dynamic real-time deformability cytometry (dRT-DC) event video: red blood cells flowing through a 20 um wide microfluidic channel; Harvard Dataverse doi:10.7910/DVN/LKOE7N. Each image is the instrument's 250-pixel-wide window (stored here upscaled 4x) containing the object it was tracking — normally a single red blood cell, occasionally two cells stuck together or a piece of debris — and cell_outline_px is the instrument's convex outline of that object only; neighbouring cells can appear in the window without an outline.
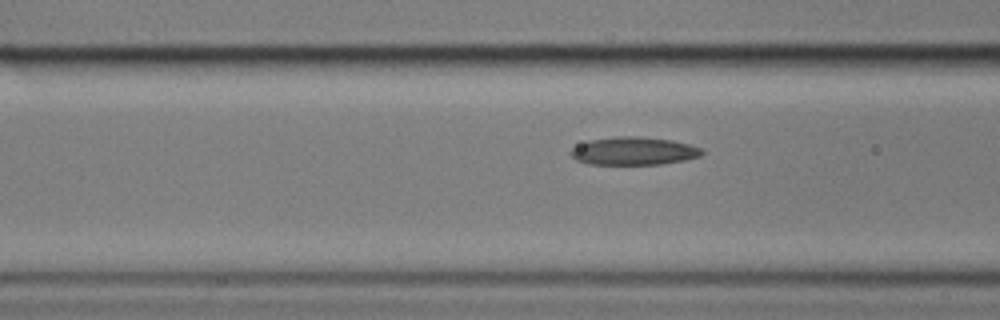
{"species": "common noctule bat (a hibernating species)", "species_latin": "Nyctalus noctula", "temperature_condition": "cold", "stored_images_in_passage": 6, "camera_frame_rate_fps": 3000, "um_per_image_px": 0.085, "animal": {"sex": "male", "body_mass_g": 17.9}, "frame": {"image": 1, "passage_image": 5, "time_ms": 1.333, "image_size_px": [1000, 320], "cell_outline_px": [[704, 152], [700, 156], [684, 160], [660, 164], [588, 164], [576, 160], [568, 152], [572, 148], [588, 140], [616, 136], [640, 136], [672, 140], [688, 144], [700, 148]], "centroid_in_image_um": [53.83, 12.83], "position_along_channel_um": 112.8, "area_um2": 21.39}}